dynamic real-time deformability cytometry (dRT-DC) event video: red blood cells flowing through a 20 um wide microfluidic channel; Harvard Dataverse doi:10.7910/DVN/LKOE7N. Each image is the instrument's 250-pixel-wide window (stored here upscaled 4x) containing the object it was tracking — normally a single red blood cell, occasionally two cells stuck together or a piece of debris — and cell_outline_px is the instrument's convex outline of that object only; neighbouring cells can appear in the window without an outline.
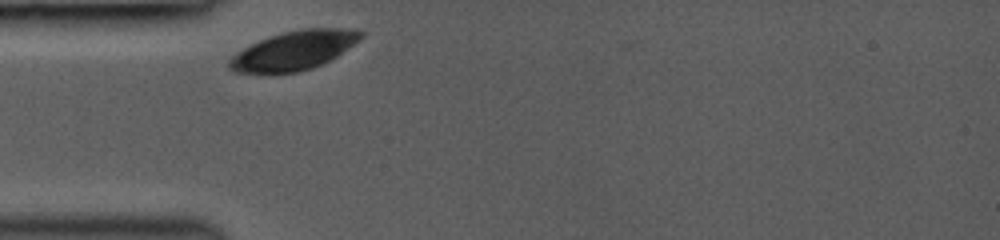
{"species": "common noctule bat (a hibernating species)", "species_latin": "Nyctalus noctula", "temperature_condition": "room temperature", "stored_images_in_passage": 29, "camera_frame_rate_fps": 3000, "um_per_image_px": 0.085, "animal": {"sex": "female", "body_mass_g": 19.0, "forearm_length_mm": 53.3}, "frame": {"image": 1, "passage_image": 2, "time_ms": 0.333, "image_size_px": [1000, 240], "cell_outline_px": [[364, 36], [360, 40], [336, 56], [312, 68], [300, 72], [268, 76], [236, 72], [228, 68], [228, 60], [236, 52], [260, 40], [280, 32], [300, 28], [348, 28], [364, 32]], "centroid_in_image_um": [24.93, 4.32], "position_along_channel_um": 60.1, "area_um2": 30.58}}
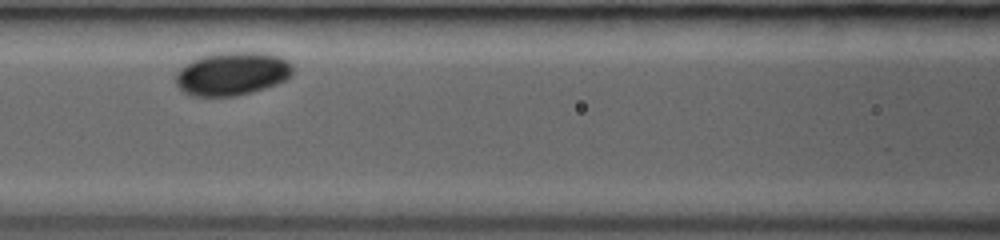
{"frame": {"image": 2, "passage_image": 9, "time_ms": 2.667, "image_size_px": [1000, 240], "cell_outline_px": [[292, 76], [288, 80], [252, 92], [236, 96], [192, 96], [184, 92], [176, 84], [176, 72], [180, 68], [192, 60], [200, 56], [212, 52], [264, 52], [280, 56], [288, 60], [292, 64]], "centroid_in_image_um": [19.75, 6.25], "position_along_channel_um": 146.8, "area_um2": 30.0}}
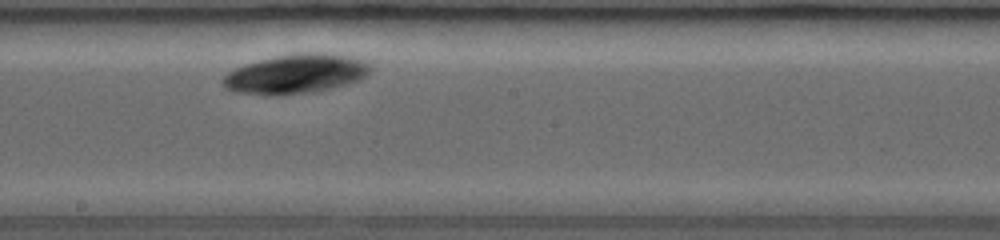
{"frame": {"image": 3, "passage_image": 15, "time_ms": 4.667, "image_size_px": [1000, 240], "cell_outline_px": [[372, 68], [360, 80], [348, 84], [332, 88], [312, 92], [280, 96], [272, 96], [232, 92], [224, 88], [220, 80], [228, 72], [244, 64], [292, 52], [328, 52], [348, 56], [364, 60]], "centroid_in_image_um": [25.11, 6.29], "position_along_channel_um": 223.1, "area_um2": 34.45}}